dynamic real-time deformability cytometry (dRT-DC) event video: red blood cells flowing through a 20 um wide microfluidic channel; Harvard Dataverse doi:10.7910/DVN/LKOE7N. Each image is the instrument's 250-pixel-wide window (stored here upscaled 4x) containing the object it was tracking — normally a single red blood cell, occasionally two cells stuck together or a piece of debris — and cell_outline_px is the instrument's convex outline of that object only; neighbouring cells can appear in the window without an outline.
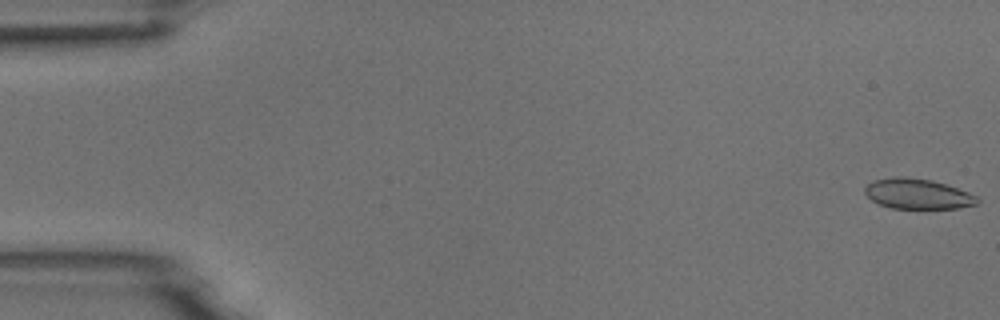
{"species": "common noctule bat (a hibernating species)", "species_latin": "Nyctalus noctula", "temperature_condition": "room temperature", "stored_images_in_passage": 54, "camera_frame_rate_fps": 3000, "um_per_image_px": 0.085, "animal": {"sex": "male", "body_mass_g": 18.8}, "frame": {"image": 1, "passage_image": 1, "time_ms": 0.0, "image_size_px": [1000, 320], "cell_outline_px": [[980, 200], [976, 204], [956, 208], [892, 208], [880, 204], [872, 200], [864, 192], [864, 188], [872, 180], [896, 176], [904, 176], [932, 180], [968, 192], [976, 196]], "centroid_in_image_um": [77.97, 16.47], "position_along_channel_um": 7.0, "area_um2": 19.65}}
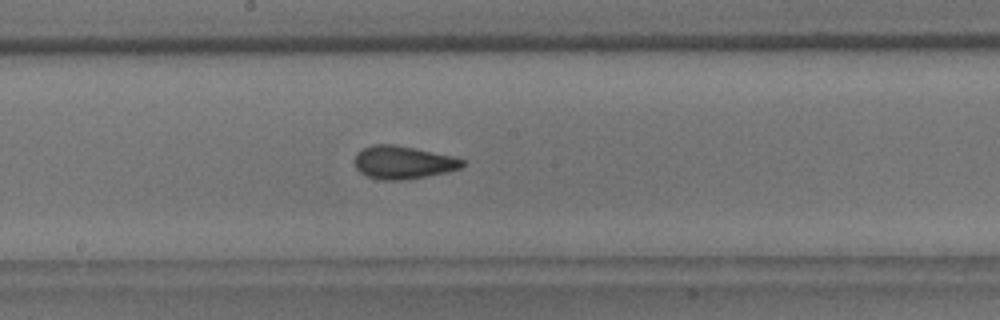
{"frame": {"image": 2, "passage_image": 29, "time_ms": 9.333, "image_size_px": [1000, 320], "cell_outline_px": [[464, 164], [460, 168], [448, 172], [404, 180], [384, 180], [368, 176], [360, 172], [356, 168], [356, 152], [372, 144], [392, 144], [452, 156], [464, 160]], "centroid_in_image_um": [34.25, 13.81], "position_along_channel_um": 213.9, "area_um2": 20.4}}
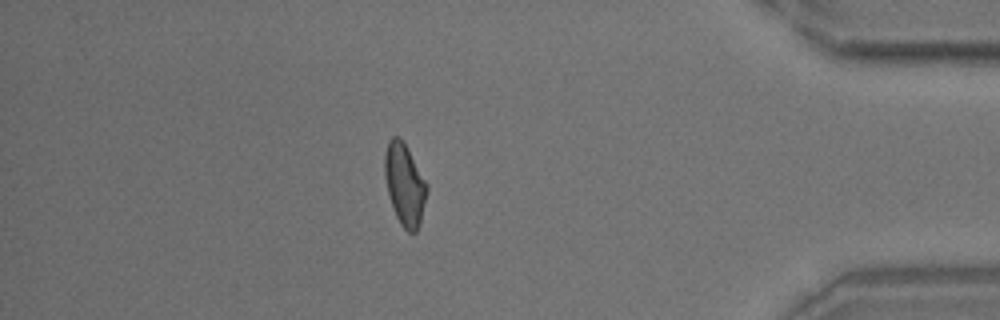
{"frame": {"image": 3, "passage_image": 47, "time_ms": 15.333, "image_size_px": [1000, 320], "cell_outline_px": [[428, 188], [420, 224], [416, 232], [408, 232], [400, 224], [392, 208], [384, 176], [384, 152], [388, 140], [392, 136], [400, 136], [404, 140], [428, 184]], "centroid_in_image_um": [34.39, 15.63], "position_along_channel_um": 400.8, "area_um2": 20.52}, "authors_computed_cell_mechanics": {"area_um2": 20.3456, "velocity_mm_per_s": 3.762, "shape_relaxation_time_tau1_ms": 9.9057, "shape_relaxation_time_tau2_ms": 1.3379, "deformation_change_tau1": 0.1896, "deformation_change_tau2": 0.0734}}